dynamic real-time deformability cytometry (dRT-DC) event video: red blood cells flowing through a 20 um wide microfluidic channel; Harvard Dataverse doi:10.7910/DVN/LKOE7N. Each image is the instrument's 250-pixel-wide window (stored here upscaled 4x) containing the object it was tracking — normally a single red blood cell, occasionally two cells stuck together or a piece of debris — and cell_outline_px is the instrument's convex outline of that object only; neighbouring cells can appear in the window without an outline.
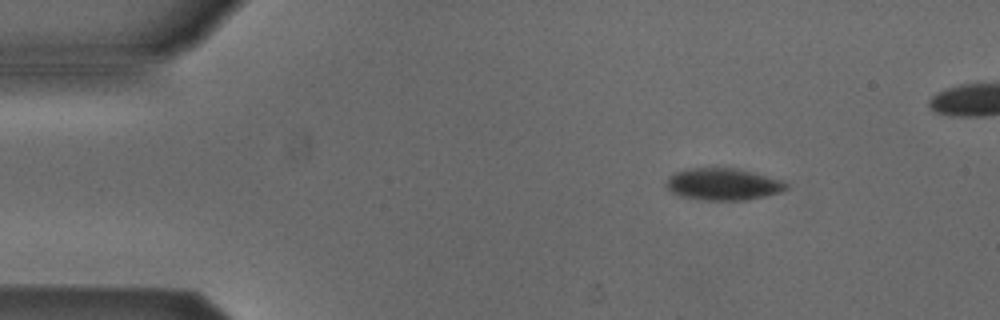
{"species": "Egyptian fruit bat (a non-hibernating species)", "species_latin": "Rousettus aegyptiacus", "temperature_condition": "cold", "stored_images_in_passage": 5, "camera_frame_rate_fps": 3000, "um_per_image_px": 0.085, "animal": {"sex": "male"}, "frame": {"image": 1, "passage_image": 2, "time_ms": 0.333, "image_size_px": [1000, 320], "cell_outline_px": [[788, 188], [784, 192], [748, 200], [704, 200], [680, 196], [664, 188], [664, 184], [668, 176], [676, 172], [688, 168], [736, 168], [784, 180], [788, 184]], "centroid_in_image_um": [61.47, 15.66], "position_along_channel_um": 23.5, "area_um2": 22.72}}